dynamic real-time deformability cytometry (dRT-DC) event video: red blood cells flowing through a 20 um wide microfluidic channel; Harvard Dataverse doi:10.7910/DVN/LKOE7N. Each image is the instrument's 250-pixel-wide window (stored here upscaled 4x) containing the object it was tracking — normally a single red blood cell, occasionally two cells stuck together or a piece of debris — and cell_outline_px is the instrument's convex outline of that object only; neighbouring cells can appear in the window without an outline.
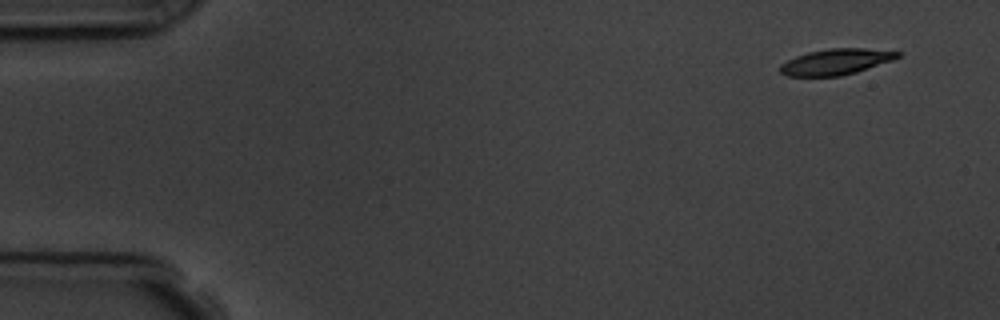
{"species": "common noctule bat (a hibernating species)", "species_latin": "Nyctalus noctula", "temperature_condition": "room temperature", "stored_images_in_passage": 5, "segment_of_instrument_passage": [1, 2], "camera_frame_rate_fps": 3000, "um_per_image_px": 0.085, "animal": {"sex": "male", "body_mass_g": 19.5, "forearm_length_mm": 54.6}, "frame": {"image": 1, "passage_image": 1, "time_ms": 0.0, "image_size_px": [1000, 320], "cell_outline_px": [[900, 56], [892, 60], [856, 72], [840, 76], [788, 76], [780, 72], [780, 64], [796, 56], [808, 52], [828, 48], [864, 48], [900, 52]], "centroid_in_image_um": [71.03, 5.25], "position_along_channel_um": 14.0, "area_um2": 17.57}}
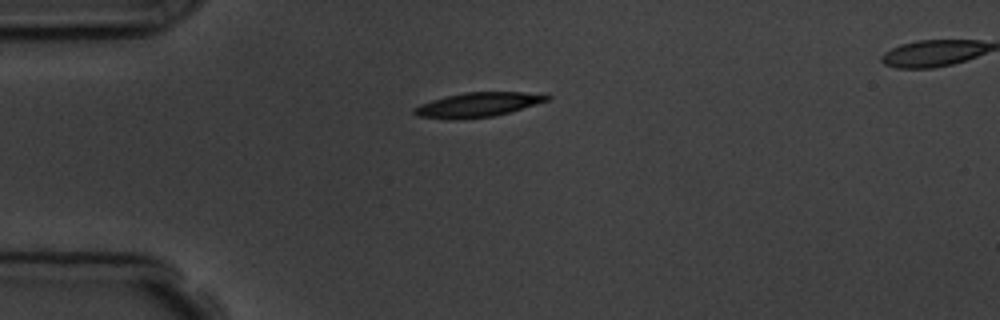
{"frame": {"image": 2, "passage_image": 4, "time_ms": 3.333, "image_size_px": [1000, 320], "cell_outline_px": [[552, 96], [548, 100], [508, 112], [492, 116], [452, 120], [448, 120], [416, 116], [412, 112], [412, 108], [420, 104], [444, 96], [464, 92], [544, 92]], "centroid_in_image_um": [40.58, 8.89], "position_along_channel_um": 44.4, "area_um2": 19.13}}